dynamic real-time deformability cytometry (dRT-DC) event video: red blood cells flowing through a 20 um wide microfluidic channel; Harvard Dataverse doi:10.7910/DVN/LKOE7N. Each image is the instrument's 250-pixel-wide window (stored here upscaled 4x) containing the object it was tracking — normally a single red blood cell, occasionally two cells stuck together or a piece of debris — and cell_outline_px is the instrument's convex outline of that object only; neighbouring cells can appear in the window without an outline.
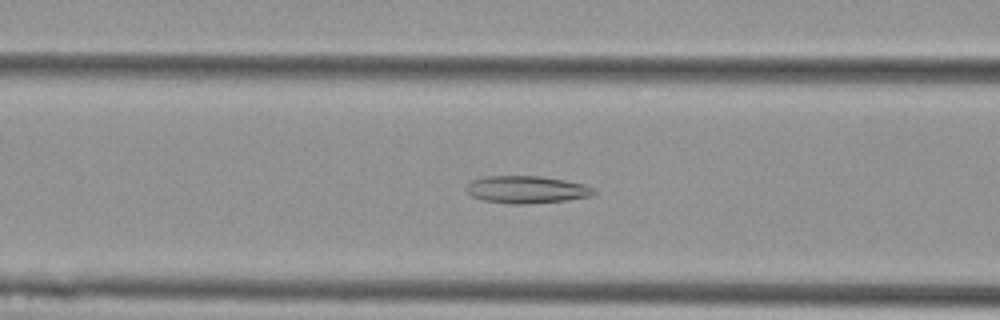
{"species": "Egyptian fruit bat (a non-hibernating species)", "species_latin": "Rousettus aegyptiacus", "temperature_condition": "cold", "stored_images_in_passage": 53, "camera_frame_rate_fps": 3000, "um_per_image_px": 0.085, "animal": {"sex": "female"}, "frame": {"image": 1, "passage_image": 21, "time_ms": 6.667, "image_size_px": [1000, 320], "cell_outline_px": [[596, 192], [592, 196], [568, 200], [524, 204], [508, 204], [484, 200], [472, 196], [464, 188], [472, 180], [484, 176], [540, 176], [564, 180], [584, 184], [592, 188]], "centroid_in_image_um": [44.75, 16.11], "position_along_channel_um": 121.9, "area_um2": 20.35}}
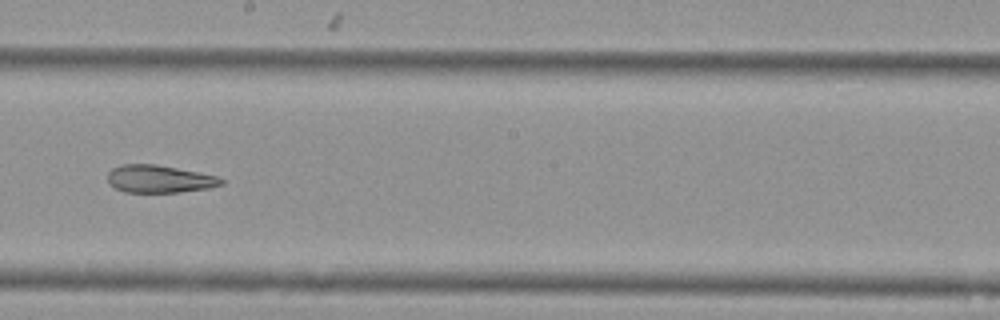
{"frame": {"image": 2, "passage_image": 30, "time_ms": 9.667, "image_size_px": [1000, 320], "cell_outline_px": [[224, 184], [208, 188], [176, 192], [124, 192], [108, 184], [108, 172], [112, 168], [120, 164], [156, 164], [216, 176], [224, 180]], "centroid_in_image_um": [13.49, 15.21], "position_along_channel_um": 234.7, "area_um2": 18.15}}
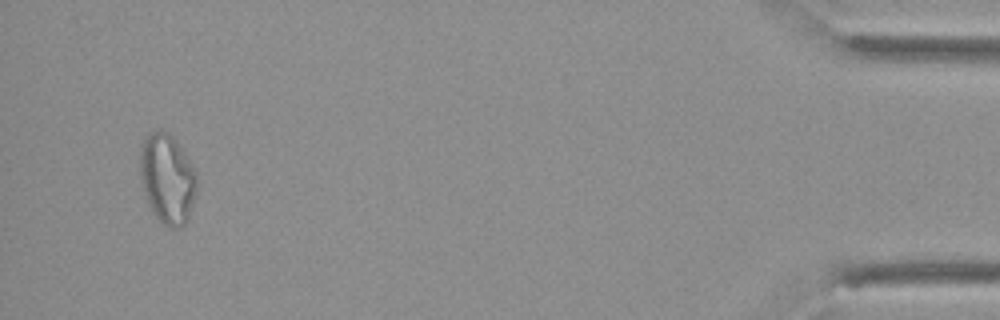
{"frame": {"image": 3, "passage_image": 51, "time_ms": 16.667, "image_size_px": [1000, 320], "cell_outline_px": [[196, 196], [188, 220], [184, 224], [176, 228], [172, 228], [164, 224], [152, 212], [144, 196], [140, 180], [140, 144], [148, 132], [160, 128], [168, 132], [176, 140], [196, 168]], "centroid_in_image_um": [14.21, 15.15], "position_along_channel_um": 421.0, "area_um2": 30.4}, "authors_computed_cell_mechanics": {"area_um2": 24.1604, "velocity_mm_per_s": 3.7741, "shape_relaxation_time_tau1_ms": null, "shape_relaxation_time_tau2_ms": 3.4684, "deformation_change_tau1": null, "deformation_change_tau2": 0.1289}}